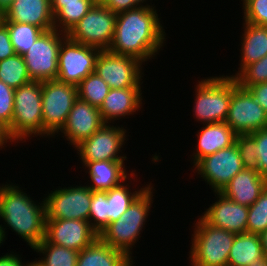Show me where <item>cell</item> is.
<instances>
[{"label":"cell","mask_w":267,"mask_h":266,"mask_svg":"<svg viewBox=\"0 0 267 266\" xmlns=\"http://www.w3.org/2000/svg\"><path fill=\"white\" fill-rule=\"evenodd\" d=\"M78 99L77 86L57 79L42 82L43 136L54 138L64 127ZM46 136V137H45Z\"/></svg>","instance_id":"52a82bcc"},{"label":"cell","mask_w":267,"mask_h":266,"mask_svg":"<svg viewBox=\"0 0 267 266\" xmlns=\"http://www.w3.org/2000/svg\"><path fill=\"white\" fill-rule=\"evenodd\" d=\"M13 2L14 0H0V10L3 12L7 11Z\"/></svg>","instance_id":"7dc6e473"},{"label":"cell","mask_w":267,"mask_h":266,"mask_svg":"<svg viewBox=\"0 0 267 266\" xmlns=\"http://www.w3.org/2000/svg\"><path fill=\"white\" fill-rule=\"evenodd\" d=\"M236 134H250L267 127V114L249 89L231 77V101L225 121Z\"/></svg>","instance_id":"30bf717a"},{"label":"cell","mask_w":267,"mask_h":266,"mask_svg":"<svg viewBox=\"0 0 267 266\" xmlns=\"http://www.w3.org/2000/svg\"><path fill=\"white\" fill-rule=\"evenodd\" d=\"M243 1V22L267 27V0Z\"/></svg>","instance_id":"d590c367"},{"label":"cell","mask_w":267,"mask_h":266,"mask_svg":"<svg viewBox=\"0 0 267 266\" xmlns=\"http://www.w3.org/2000/svg\"><path fill=\"white\" fill-rule=\"evenodd\" d=\"M194 88L193 117L202 124L225 122L231 101V77L210 76L198 80Z\"/></svg>","instance_id":"8992f818"},{"label":"cell","mask_w":267,"mask_h":266,"mask_svg":"<svg viewBox=\"0 0 267 266\" xmlns=\"http://www.w3.org/2000/svg\"><path fill=\"white\" fill-rule=\"evenodd\" d=\"M249 266H267V258L265 257L264 259L258 260Z\"/></svg>","instance_id":"c3c4849f"},{"label":"cell","mask_w":267,"mask_h":266,"mask_svg":"<svg viewBox=\"0 0 267 266\" xmlns=\"http://www.w3.org/2000/svg\"><path fill=\"white\" fill-rule=\"evenodd\" d=\"M142 65L144 63L136 58L101 50L95 62V72L110 89L141 87L144 82Z\"/></svg>","instance_id":"7c38bea8"},{"label":"cell","mask_w":267,"mask_h":266,"mask_svg":"<svg viewBox=\"0 0 267 266\" xmlns=\"http://www.w3.org/2000/svg\"><path fill=\"white\" fill-rule=\"evenodd\" d=\"M241 37L240 64L237 73L229 75L235 78L246 66L259 61L267 55V27L243 22Z\"/></svg>","instance_id":"cb8c5ba5"},{"label":"cell","mask_w":267,"mask_h":266,"mask_svg":"<svg viewBox=\"0 0 267 266\" xmlns=\"http://www.w3.org/2000/svg\"><path fill=\"white\" fill-rule=\"evenodd\" d=\"M244 169L236 144L202 158L192 169L213 192H220L230 180ZM196 172H195V171Z\"/></svg>","instance_id":"9a60e30c"},{"label":"cell","mask_w":267,"mask_h":266,"mask_svg":"<svg viewBox=\"0 0 267 266\" xmlns=\"http://www.w3.org/2000/svg\"><path fill=\"white\" fill-rule=\"evenodd\" d=\"M5 183L0 185V219L4 223V225L0 224L2 239L5 242L6 230L11 228L12 232L18 234L19 238L24 239L33 249L45 238L44 197L43 201L38 203L16 183L15 185L12 182Z\"/></svg>","instance_id":"7a4b0ae2"},{"label":"cell","mask_w":267,"mask_h":266,"mask_svg":"<svg viewBox=\"0 0 267 266\" xmlns=\"http://www.w3.org/2000/svg\"><path fill=\"white\" fill-rule=\"evenodd\" d=\"M95 4L94 0H86L81 4L63 6L54 15V28L60 32L68 33L75 24L91 9Z\"/></svg>","instance_id":"1f68e13d"},{"label":"cell","mask_w":267,"mask_h":266,"mask_svg":"<svg viewBox=\"0 0 267 266\" xmlns=\"http://www.w3.org/2000/svg\"><path fill=\"white\" fill-rule=\"evenodd\" d=\"M195 222L192 226L189 266H227L236 233L214 227L201 216Z\"/></svg>","instance_id":"5b68a950"},{"label":"cell","mask_w":267,"mask_h":266,"mask_svg":"<svg viewBox=\"0 0 267 266\" xmlns=\"http://www.w3.org/2000/svg\"><path fill=\"white\" fill-rule=\"evenodd\" d=\"M215 196L217 198L216 202L205 209L206 211L202 213L201 217L214 227L236 234L245 233L248 207L233 202L220 192H215Z\"/></svg>","instance_id":"ac0fdd59"},{"label":"cell","mask_w":267,"mask_h":266,"mask_svg":"<svg viewBox=\"0 0 267 266\" xmlns=\"http://www.w3.org/2000/svg\"><path fill=\"white\" fill-rule=\"evenodd\" d=\"M33 250L40 256L43 255L42 258L37 259L41 266H76L77 264L78 251L52 244L45 238Z\"/></svg>","instance_id":"83f0119b"},{"label":"cell","mask_w":267,"mask_h":266,"mask_svg":"<svg viewBox=\"0 0 267 266\" xmlns=\"http://www.w3.org/2000/svg\"><path fill=\"white\" fill-rule=\"evenodd\" d=\"M137 176L135 172L132 173L130 178L127 181L123 182L121 185L111 188L107 190V201H108V219L109 223L117 221L122 215L128 210V207L131 203L151 184V182L147 185L139 187L131 191L130 184L135 181V177ZM134 177V178H133ZM129 184H128V183ZM131 182V183H130Z\"/></svg>","instance_id":"4316f807"},{"label":"cell","mask_w":267,"mask_h":266,"mask_svg":"<svg viewBox=\"0 0 267 266\" xmlns=\"http://www.w3.org/2000/svg\"><path fill=\"white\" fill-rule=\"evenodd\" d=\"M87 169L90 183L86 186L92 191H107L125 182L134 172L129 174L124 161H82ZM128 173V174H127Z\"/></svg>","instance_id":"603a6c76"},{"label":"cell","mask_w":267,"mask_h":266,"mask_svg":"<svg viewBox=\"0 0 267 266\" xmlns=\"http://www.w3.org/2000/svg\"><path fill=\"white\" fill-rule=\"evenodd\" d=\"M261 243L263 246L264 256L267 258V229L260 234Z\"/></svg>","instance_id":"bcb514c9"},{"label":"cell","mask_w":267,"mask_h":266,"mask_svg":"<svg viewBox=\"0 0 267 266\" xmlns=\"http://www.w3.org/2000/svg\"><path fill=\"white\" fill-rule=\"evenodd\" d=\"M147 1L148 0H106L103 5L117 14L140 6L153 7L152 3L149 5Z\"/></svg>","instance_id":"ab89813d"},{"label":"cell","mask_w":267,"mask_h":266,"mask_svg":"<svg viewBox=\"0 0 267 266\" xmlns=\"http://www.w3.org/2000/svg\"><path fill=\"white\" fill-rule=\"evenodd\" d=\"M106 0H94L95 4H103Z\"/></svg>","instance_id":"816d5d0a"},{"label":"cell","mask_w":267,"mask_h":266,"mask_svg":"<svg viewBox=\"0 0 267 266\" xmlns=\"http://www.w3.org/2000/svg\"><path fill=\"white\" fill-rule=\"evenodd\" d=\"M126 253L104 243L99 237L79 251L76 266H135Z\"/></svg>","instance_id":"d4e9b609"},{"label":"cell","mask_w":267,"mask_h":266,"mask_svg":"<svg viewBox=\"0 0 267 266\" xmlns=\"http://www.w3.org/2000/svg\"><path fill=\"white\" fill-rule=\"evenodd\" d=\"M235 144L238 147L244 169L257 170L258 156L255 153V140L249 134H237Z\"/></svg>","instance_id":"8d00e7d4"},{"label":"cell","mask_w":267,"mask_h":266,"mask_svg":"<svg viewBox=\"0 0 267 266\" xmlns=\"http://www.w3.org/2000/svg\"><path fill=\"white\" fill-rule=\"evenodd\" d=\"M86 0H51V12L53 16L65 5L81 4Z\"/></svg>","instance_id":"ee69618b"},{"label":"cell","mask_w":267,"mask_h":266,"mask_svg":"<svg viewBox=\"0 0 267 266\" xmlns=\"http://www.w3.org/2000/svg\"><path fill=\"white\" fill-rule=\"evenodd\" d=\"M141 88L110 89L99 108L104 123L114 124L120 118L136 114L143 106Z\"/></svg>","instance_id":"d6986e66"},{"label":"cell","mask_w":267,"mask_h":266,"mask_svg":"<svg viewBox=\"0 0 267 266\" xmlns=\"http://www.w3.org/2000/svg\"><path fill=\"white\" fill-rule=\"evenodd\" d=\"M256 142L255 153L257 154L260 175L267 178V127L249 134Z\"/></svg>","instance_id":"f35d334b"},{"label":"cell","mask_w":267,"mask_h":266,"mask_svg":"<svg viewBox=\"0 0 267 266\" xmlns=\"http://www.w3.org/2000/svg\"><path fill=\"white\" fill-rule=\"evenodd\" d=\"M104 124L99 108L78 98L68 114L64 127L58 134L62 133L67 143L75 148Z\"/></svg>","instance_id":"e0dca14e"},{"label":"cell","mask_w":267,"mask_h":266,"mask_svg":"<svg viewBox=\"0 0 267 266\" xmlns=\"http://www.w3.org/2000/svg\"><path fill=\"white\" fill-rule=\"evenodd\" d=\"M267 229V185L259 198L248 207L247 233L261 234Z\"/></svg>","instance_id":"836d02e7"},{"label":"cell","mask_w":267,"mask_h":266,"mask_svg":"<svg viewBox=\"0 0 267 266\" xmlns=\"http://www.w3.org/2000/svg\"><path fill=\"white\" fill-rule=\"evenodd\" d=\"M155 8L140 6L117 13L114 38L108 50L144 64L154 59L167 39Z\"/></svg>","instance_id":"6da1fadb"},{"label":"cell","mask_w":267,"mask_h":266,"mask_svg":"<svg viewBox=\"0 0 267 266\" xmlns=\"http://www.w3.org/2000/svg\"><path fill=\"white\" fill-rule=\"evenodd\" d=\"M10 34V39L16 54L23 55L34 44L38 36L43 32L37 26L17 22H4Z\"/></svg>","instance_id":"4dcf8cb0"},{"label":"cell","mask_w":267,"mask_h":266,"mask_svg":"<svg viewBox=\"0 0 267 266\" xmlns=\"http://www.w3.org/2000/svg\"><path fill=\"white\" fill-rule=\"evenodd\" d=\"M127 129L123 125L114 126L105 123L99 130L94 132L88 139L83 140L74 149L81 161H125V154H120L128 139ZM126 140V141H125ZM120 154V155H119ZM122 155V156H121Z\"/></svg>","instance_id":"8fae6325"},{"label":"cell","mask_w":267,"mask_h":266,"mask_svg":"<svg viewBox=\"0 0 267 266\" xmlns=\"http://www.w3.org/2000/svg\"><path fill=\"white\" fill-rule=\"evenodd\" d=\"M0 81L14 89L32 81L23 55L15 54L0 61Z\"/></svg>","instance_id":"f1b7e54d"},{"label":"cell","mask_w":267,"mask_h":266,"mask_svg":"<svg viewBox=\"0 0 267 266\" xmlns=\"http://www.w3.org/2000/svg\"><path fill=\"white\" fill-rule=\"evenodd\" d=\"M66 37V33L56 29L43 31L23 54L32 81L57 79L59 50Z\"/></svg>","instance_id":"9c48e42d"},{"label":"cell","mask_w":267,"mask_h":266,"mask_svg":"<svg viewBox=\"0 0 267 266\" xmlns=\"http://www.w3.org/2000/svg\"><path fill=\"white\" fill-rule=\"evenodd\" d=\"M21 259V255L11 251L10 253L1 255L0 266H24L25 262L23 263Z\"/></svg>","instance_id":"7bdbcfd3"},{"label":"cell","mask_w":267,"mask_h":266,"mask_svg":"<svg viewBox=\"0 0 267 266\" xmlns=\"http://www.w3.org/2000/svg\"><path fill=\"white\" fill-rule=\"evenodd\" d=\"M12 142L8 135L7 128L0 123V150H2V148L5 149L4 147H7L5 145H7V143L11 145L10 143Z\"/></svg>","instance_id":"f6af8a7d"},{"label":"cell","mask_w":267,"mask_h":266,"mask_svg":"<svg viewBox=\"0 0 267 266\" xmlns=\"http://www.w3.org/2000/svg\"><path fill=\"white\" fill-rule=\"evenodd\" d=\"M5 21V15L2 10H0V26L4 24Z\"/></svg>","instance_id":"f907efd6"},{"label":"cell","mask_w":267,"mask_h":266,"mask_svg":"<svg viewBox=\"0 0 267 266\" xmlns=\"http://www.w3.org/2000/svg\"><path fill=\"white\" fill-rule=\"evenodd\" d=\"M264 258L260 235L245 232L236 234L227 266H249Z\"/></svg>","instance_id":"484cf974"},{"label":"cell","mask_w":267,"mask_h":266,"mask_svg":"<svg viewBox=\"0 0 267 266\" xmlns=\"http://www.w3.org/2000/svg\"><path fill=\"white\" fill-rule=\"evenodd\" d=\"M116 18L117 14L103 4H94L67 37L77 43L108 50L114 38Z\"/></svg>","instance_id":"ba28073f"},{"label":"cell","mask_w":267,"mask_h":266,"mask_svg":"<svg viewBox=\"0 0 267 266\" xmlns=\"http://www.w3.org/2000/svg\"><path fill=\"white\" fill-rule=\"evenodd\" d=\"M107 191H92L89 220L92 229L100 235L109 225Z\"/></svg>","instance_id":"d6a6232c"},{"label":"cell","mask_w":267,"mask_h":266,"mask_svg":"<svg viewBox=\"0 0 267 266\" xmlns=\"http://www.w3.org/2000/svg\"><path fill=\"white\" fill-rule=\"evenodd\" d=\"M99 235L90 223L74 219H46L45 239L55 245L81 251L92 244Z\"/></svg>","instance_id":"2e32d148"},{"label":"cell","mask_w":267,"mask_h":266,"mask_svg":"<svg viewBox=\"0 0 267 266\" xmlns=\"http://www.w3.org/2000/svg\"><path fill=\"white\" fill-rule=\"evenodd\" d=\"M154 186L150 184L117 221L109 223L99 238L112 248L126 253L131 259L133 247L140 240L153 204Z\"/></svg>","instance_id":"3957f363"},{"label":"cell","mask_w":267,"mask_h":266,"mask_svg":"<svg viewBox=\"0 0 267 266\" xmlns=\"http://www.w3.org/2000/svg\"><path fill=\"white\" fill-rule=\"evenodd\" d=\"M77 89L80 100L100 108L110 87L96 72H93L80 82Z\"/></svg>","instance_id":"f546056e"},{"label":"cell","mask_w":267,"mask_h":266,"mask_svg":"<svg viewBox=\"0 0 267 266\" xmlns=\"http://www.w3.org/2000/svg\"><path fill=\"white\" fill-rule=\"evenodd\" d=\"M235 79L241 87L247 89L252 85L267 82V55L246 66Z\"/></svg>","instance_id":"e575fe53"},{"label":"cell","mask_w":267,"mask_h":266,"mask_svg":"<svg viewBox=\"0 0 267 266\" xmlns=\"http://www.w3.org/2000/svg\"><path fill=\"white\" fill-rule=\"evenodd\" d=\"M47 195V197H46ZM92 190L86 185L60 187L45 194L46 219L89 220Z\"/></svg>","instance_id":"4fadbf2b"},{"label":"cell","mask_w":267,"mask_h":266,"mask_svg":"<svg viewBox=\"0 0 267 266\" xmlns=\"http://www.w3.org/2000/svg\"><path fill=\"white\" fill-rule=\"evenodd\" d=\"M14 91V88L0 81V123L6 128H8L12 122Z\"/></svg>","instance_id":"74e56055"},{"label":"cell","mask_w":267,"mask_h":266,"mask_svg":"<svg viewBox=\"0 0 267 266\" xmlns=\"http://www.w3.org/2000/svg\"><path fill=\"white\" fill-rule=\"evenodd\" d=\"M15 54L16 52L10 39L9 29L4 23L0 26V61Z\"/></svg>","instance_id":"60d3db41"},{"label":"cell","mask_w":267,"mask_h":266,"mask_svg":"<svg viewBox=\"0 0 267 266\" xmlns=\"http://www.w3.org/2000/svg\"><path fill=\"white\" fill-rule=\"evenodd\" d=\"M4 15V22L31 24L43 31L55 29L51 0H14Z\"/></svg>","instance_id":"ffe728a7"},{"label":"cell","mask_w":267,"mask_h":266,"mask_svg":"<svg viewBox=\"0 0 267 266\" xmlns=\"http://www.w3.org/2000/svg\"><path fill=\"white\" fill-rule=\"evenodd\" d=\"M248 89L267 114V82L252 85Z\"/></svg>","instance_id":"b9f144b4"},{"label":"cell","mask_w":267,"mask_h":266,"mask_svg":"<svg viewBox=\"0 0 267 266\" xmlns=\"http://www.w3.org/2000/svg\"><path fill=\"white\" fill-rule=\"evenodd\" d=\"M3 239H2V235H1V231H0V247H1V245L3 244Z\"/></svg>","instance_id":"f5cc1de1"},{"label":"cell","mask_w":267,"mask_h":266,"mask_svg":"<svg viewBox=\"0 0 267 266\" xmlns=\"http://www.w3.org/2000/svg\"><path fill=\"white\" fill-rule=\"evenodd\" d=\"M100 51L66 37L59 50L57 80L78 86L83 79L95 72V62Z\"/></svg>","instance_id":"5bb4252c"},{"label":"cell","mask_w":267,"mask_h":266,"mask_svg":"<svg viewBox=\"0 0 267 266\" xmlns=\"http://www.w3.org/2000/svg\"><path fill=\"white\" fill-rule=\"evenodd\" d=\"M198 130L196 150L191 162L194 167L202 158L235 144L237 134L225 122L207 123Z\"/></svg>","instance_id":"44dd1931"},{"label":"cell","mask_w":267,"mask_h":266,"mask_svg":"<svg viewBox=\"0 0 267 266\" xmlns=\"http://www.w3.org/2000/svg\"><path fill=\"white\" fill-rule=\"evenodd\" d=\"M24 266H41V264L37 261V259L35 258L34 261L31 262H26Z\"/></svg>","instance_id":"681fc988"},{"label":"cell","mask_w":267,"mask_h":266,"mask_svg":"<svg viewBox=\"0 0 267 266\" xmlns=\"http://www.w3.org/2000/svg\"><path fill=\"white\" fill-rule=\"evenodd\" d=\"M267 185V178L257 170L243 169L220 191L226 198L243 206H251Z\"/></svg>","instance_id":"7402d4cb"},{"label":"cell","mask_w":267,"mask_h":266,"mask_svg":"<svg viewBox=\"0 0 267 266\" xmlns=\"http://www.w3.org/2000/svg\"><path fill=\"white\" fill-rule=\"evenodd\" d=\"M7 132L17 144L30 137L43 138L42 81H30L15 89L13 117Z\"/></svg>","instance_id":"277c9868"}]
</instances>
